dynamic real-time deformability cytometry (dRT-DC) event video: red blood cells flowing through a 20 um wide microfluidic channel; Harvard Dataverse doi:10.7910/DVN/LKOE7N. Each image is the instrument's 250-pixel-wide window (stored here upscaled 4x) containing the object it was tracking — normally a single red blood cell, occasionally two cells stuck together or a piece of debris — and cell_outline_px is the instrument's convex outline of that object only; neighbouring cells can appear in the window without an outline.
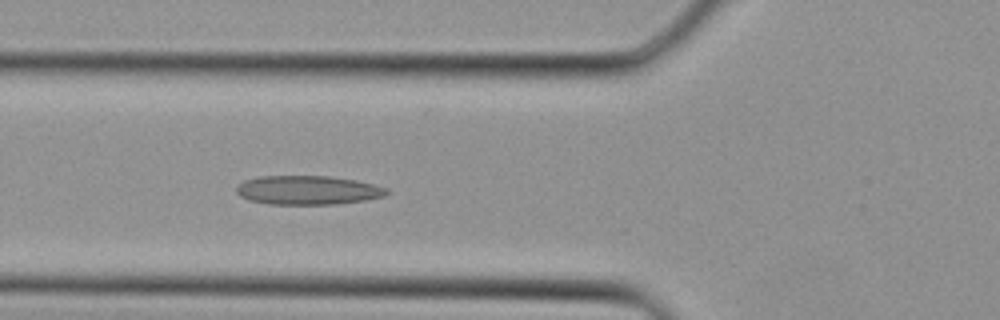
{"species": "Egyptian fruit bat (a non-hibernating species)", "species_latin": "Rousettus aegyptiacus", "temperature_condition": "cold", "stored_images_in_passage": 35, "camera_frame_rate_fps": 3000, "um_per_image_px": 0.085, "animal": {"sex": "female"}, "frame": {"image": 1, "passage_image": 12, "time_ms": 3.667, "image_size_px": [1000, 320], "cell_outline_px": [[392, 192], [384, 196], [364, 200], [336, 204], [268, 204], [248, 200], [240, 196], [236, 192], [236, 184], [244, 180], [260, 176], [328, 176], [356, 180], [388, 188]], "centroid_in_image_um": [26.14, 16.16], "position_along_channel_um": 99.7, "area_um2": 25.55}}
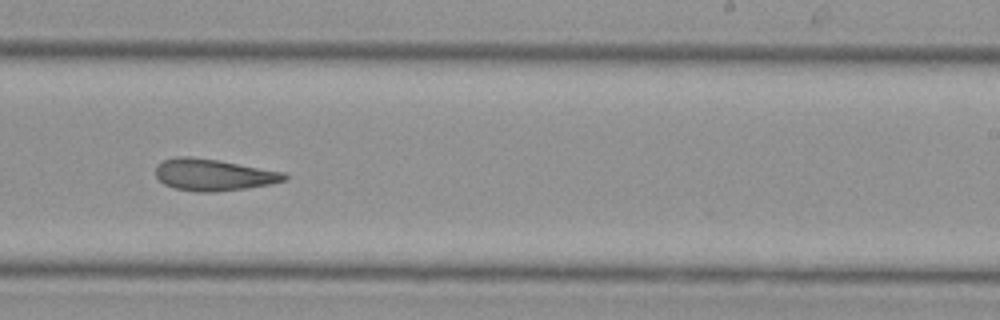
{"frame": {"image": 2, "passage_image": 21, "time_ms": 6.667, "image_size_px": [1000, 320], "cell_outline_px": [[288, 180], [272, 184], [248, 188], [216, 192], [196, 192], [176, 188], [164, 184], [156, 176], [156, 168], [164, 160], [176, 156], [188, 156], [220, 160], [284, 172], [288, 176]], "centroid_in_image_um": [18.19, 14.86], "position_along_channel_um": 270.8, "area_um2": 23.93}}
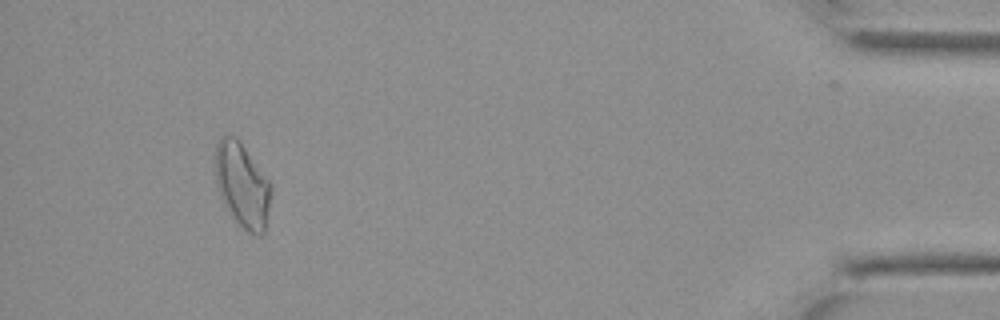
{"frame": {"image": 3, "passage_image": 32, "time_ms": 10.333, "image_size_px": [1000, 320], "cell_outline_px": [[272, 188], [264, 232], [260, 236], [256, 236], [248, 232], [232, 216], [224, 204], [220, 196], [216, 180], [216, 144], [220, 136], [236, 136], [240, 140], [272, 184]], "centroid_in_image_um": [20.6, 15.71], "position_along_channel_um": 414.6, "area_um2": 27.28}}